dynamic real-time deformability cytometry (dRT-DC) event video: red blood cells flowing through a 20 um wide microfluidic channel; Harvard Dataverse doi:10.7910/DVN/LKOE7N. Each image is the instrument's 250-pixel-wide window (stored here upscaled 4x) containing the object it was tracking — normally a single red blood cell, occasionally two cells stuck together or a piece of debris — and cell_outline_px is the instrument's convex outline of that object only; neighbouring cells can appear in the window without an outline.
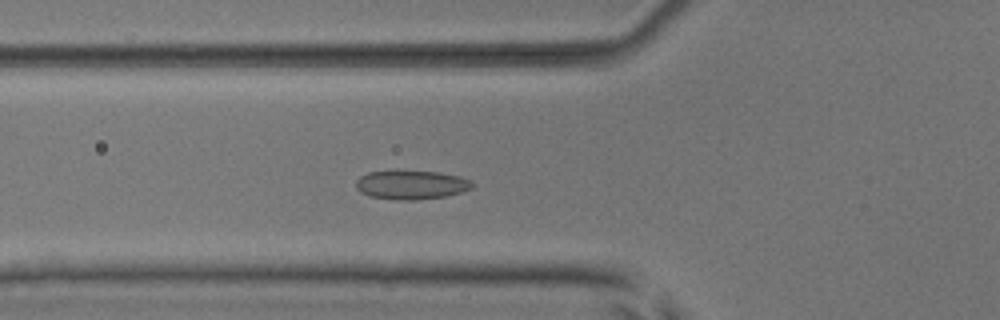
{"species": "common noctule bat (a hibernating species)", "species_latin": "Nyctalus noctula", "temperature_condition": "room temperature", "stored_images_in_passage": 39, "camera_frame_rate_fps": 3000, "um_per_image_px": 0.085, "animal": {"sex": "male", "body_mass_g": 17.9, "forearm_length_mm": 54.2}, "frame": {"image": 1, "passage_image": 6, "time_ms": 1.667, "image_size_px": [1000, 320], "cell_outline_px": [[472, 188], [460, 192], [444, 196], [412, 200], [396, 200], [372, 196], [360, 192], [356, 188], [356, 180], [360, 176], [368, 172], [396, 168], [440, 172], [460, 176], [472, 180]], "centroid_in_image_um": [34.92, 15.65], "position_along_channel_um": 90.9, "area_um2": 20.23}}
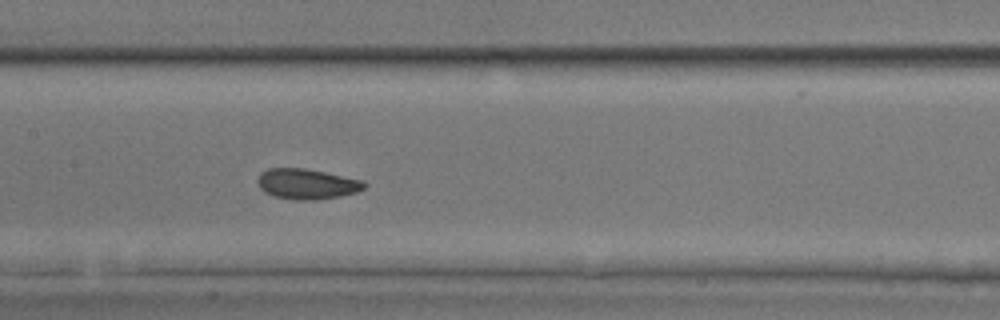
{"frame": {"image": 2, "passage_image": 13, "time_ms": 4.0, "image_size_px": [1000, 320], "cell_outline_px": [[368, 184], [364, 188], [356, 192], [340, 196], [316, 200], [296, 200], [276, 196], [264, 192], [260, 188], [256, 180], [260, 172], [268, 168], [304, 168], [364, 180]], "centroid_in_image_um": [26.08, 15.63], "position_along_channel_um": 181.3, "area_um2": 18.96}}
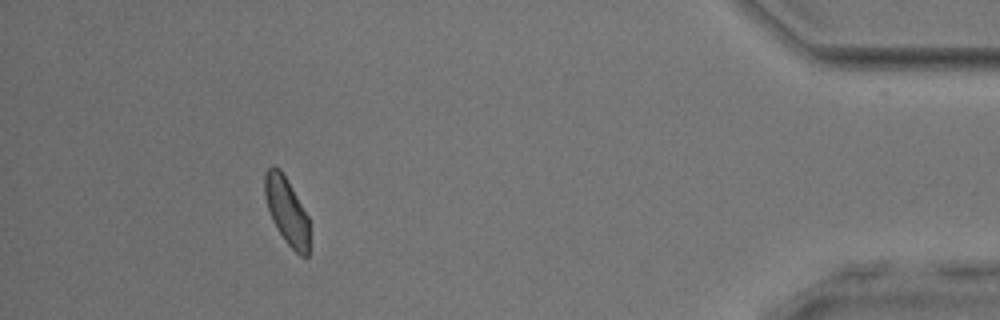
{"frame": {"image": 3, "passage_image": 35, "time_ms": 11.333, "image_size_px": [1000, 320], "cell_outline_px": [[308, 256], [300, 256], [284, 240], [276, 228], [272, 220], [264, 196], [264, 172], [272, 164], [280, 168], [308, 216]], "centroid_in_image_um": [24.33, 17.89], "position_along_channel_um": 410.9, "area_um2": 17.34}, "authors_computed_cell_mechanics": {"area_um2": 18.7272, "velocity_mm_per_s": 3.8851, "shape_relaxation_time_tau1_ms": 3.5315, "shape_relaxation_time_tau2_ms": 2.0852, "deformation_change_tau1": 0.0831, "deformation_change_tau2": 0.0684}}